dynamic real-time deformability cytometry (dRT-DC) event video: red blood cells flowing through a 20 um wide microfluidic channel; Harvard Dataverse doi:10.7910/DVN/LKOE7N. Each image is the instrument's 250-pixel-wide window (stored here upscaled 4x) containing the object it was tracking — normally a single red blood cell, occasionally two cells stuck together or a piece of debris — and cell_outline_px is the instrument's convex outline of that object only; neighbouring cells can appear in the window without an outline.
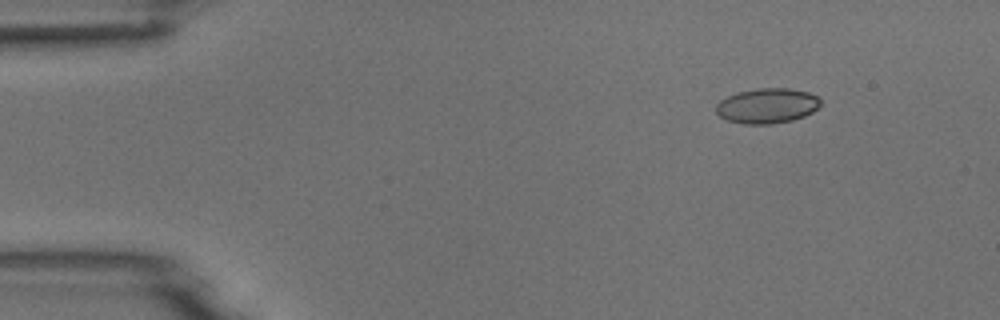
{"species": "common noctule bat (a hibernating species)", "species_latin": "Nyctalus noctula", "temperature_condition": "room temperature", "stored_images_in_passage": 4, "camera_frame_rate_fps": 3000, "um_per_image_px": 0.085, "animal": {"sex": "male", "body_mass_g": 18.8}, "frame": {"image": 1, "passage_image": 2, "time_ms": 2.0, "image_size_px": [1000, 320], "cell_outline_px": [[820, 104], [812, 112], [804, 116], [792, 120], [772, 124], [744, 124], [728, 120], [720, 116], [716, 112], [716, 104], [720, 100], [736, 92], [756, 88], [788, 88], [808, 92], [816, 96], [820, 100]], "centroid_in_image_um": [65.18, 8.98], "position_along_channel_um": 19.8, "area_um2": 21.33}}